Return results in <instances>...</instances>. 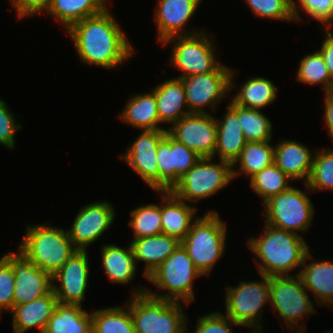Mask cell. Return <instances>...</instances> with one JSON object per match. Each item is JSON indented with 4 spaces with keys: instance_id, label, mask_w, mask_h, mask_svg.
<instances>
[{
    "instance_id": "25",
    "label": "cell",
    "mask_w": 333,
    "mask_h": 333,
    "mask_svg": "<svg viewBox=\"0 0 333 333\" xmlns=\"http://www.w3.org/2000/svg\"><path fill=\"white\" fill-rule=\"evenodd\" d=\"M157 101L159 122L175 124L183 116L189 114L184 106H187L184 85L179 78L169 79L152 89Z\"/></svg>"
},
{
    "instance_id": "16",
    "label": "cell",
    "mask_w": 333,
    "mask_h": 333,
    "mask_svg": "<svg viewBox=\"0 0 333 333\" xmlns=\"http://www.w3.org/2000/svg\"><path fill=\"white\" fill-rule=\"evenodd\" d=\"M167 129L143 130L121 158L155 191H159L157 148Z\"/></svg>"
},
{
    "instance_id": "29",
    "label": "cell",
    "mask_w": 333,
    "mask_h": 333,
    "mask_svg": "<svg viewBox=\"0 0 333 333\" xmlns=\"http://www.w3.org/2000/svg\"><path fill=\"white\" fill-rule=\"evenodd\" d=\"M107 0H51L46 10L68 30L73 24L107 8Z\"/></svg>"
},
{
    "instance_id": "39",
    "label": "cell",
    "mask_w": 333,
    "mask_h": 333,
    "mask_svg": "<svg viewBox=\"0 0 333 333\" xmlns=\"http://www.w3.org/2000/svg\"><path fill=\"white\" fill-rule=\"evenodd\" d=\"M256 16L294 21L292 0H245Z\"/></svg>"
},
{
    "instance_id": "47",
    "label": "cell",
    "mask_w": 333,
    "mask_h": 333,
    "mask_svg": "<svg viewBox=\"0 0 333 333\" xmlns=\"http://www.w3.org/2000/svg\"><path fill=\"white\" fill-rule=\"evenodd\" d=\"M324 94L325 114L323 118L325 120L328 133L333 139V91L325 92Z\"/></svg>"
},
{
    "instance_id": "46",
    "label": "cell",
    "mask_w": 333,
    "mask_h": 333,
    "mask_svg": "<svg viewBox=\"0 0 333 333\" xmlns=\"http://www.w3.org/2000/svg\"><path fill=\"white\" fill-rule=\"evenodd\" d=\"M326 32L327 37L323 41L319 51L324 59L325 65L328 68L331 77L333 78V33L332 31L329 32L328 30Z\"/></svg>"
},
{
    "instance_id": "31",
    "label": "cell",
    "mask_w": 333,
    "mask_h": 333,
    "mask_svg": "<svg viewBox=\"0 0 333 333\" xmlns=\"http://www.w3.org/2000/svg\"><path fill=\"white\" fill-rule=\"evenodd\" d=\"M270 141L247 142L240 156L234 162L232 167L239 163L240 171L232 168V176H238L241 173L249 175L251 178L256 173L261 172L264 168L274 163V146Z\"/></svg>"
},
{
    "instance_id": "20",
    "label": "cell",
    "mask_w": 333,
    "mask_h": 333,
    "mask_svg": "<svg viewBox=\"0 0 333 333\" xmlns=\"http://www.w3.org/2000/svg\"><path fill=\"white\" fill-rule=\"evenodd\" d=\"M57 303V297L51 289L46 295L36 300L13 306L11 313L14 333H24L34 327L44 333Z\"/></svg>"
},
{
    "instance_id": "37",
    "label": "cell",
    "mask_w": 333,
    "mask_h": 333,
    "mask_svg": "<svg viewBox=\"0 0 333 333\" xmlns=\"http://www.w3.org/2000/svg\"><path fill=\"white\" fill-rule=\"evenodd\" d=\"M307 191L333 190V149L316 151Z\"/></svg>"
},
{
    "instance_id": "30",
    "label": "cell",
    "mask_w": 333,
    "mask_h": 333,
    "mask_svg": "<svg viewBox=\"0 0 333 333\" xmlns=\"http://www.w3.org/2000/svg\"><path fill=\"white\" fill-rule=\"evenodd\" d=\"M276 86L268 79L254 77L240 87L232 101L242 107L261 110L265 106L276 101Z\"/></svg>"
},
{
    "instance_id": "48",
    "label": "cell",
    "mask_w": 333,
    "mask_h": 333,
    "mask_svg": "<svg viewBox=\"0 0 333 333\" xmlns=\"http://www.w3.org/2000/svg\"><path fill=\"white\" fill-rule=\"evenodd\" d=\"M299 327H300V329L298 328V332H297V333H306L305 330H304V329H306V328H304L303 326H299ZM301 327H302L303 329H302Z\"/></svg>"
},
{
    "instance_id": "22",
    "label": "cell",
    "mask_w": 333,
    "mask_h": 333,
    "mask_svg": "<svg viewBox=\"0 0 333 333\" xmlns=\"http://www.w3.org/2000/svg\"><path fill=\"white\" fill-rule=\"evenodd\" d=\"M132 240L130 244L135 262L136 264L138 261L145 263L143 275L146 278L181 244L178 239L164 233Z\"/></svg>"
},
{
    "instance_id": "6",
    "label": "cell",
    "mask_w": 333,
    "mask_h": 333,
    "mask_svg": "<svg viewBox=\"0 0 333 333\" xmlns=\"http://www.w3.org/2000/svg\"><path fill=\"white\" fill-rule=\"evenodd\" d=\"M203 275L195 266L187 251L180 244L178 248L146 279L152 282L157 288L165 289L166 294L146 293L157 299L172 300L183 303H190L194 299L193 280Z\"/></svg>"
},
{
    "instance_id": "23",
    "label": "cell",
    "mask_w": 333,
    "mask_h": 333,
    "mask_svg": "<svg viewBox=\"0 0 333 333\" xmlns=\"http://www.w3.org/2000/svg\"><path fill=\"white\" fill-rule=\"evenodd\" d=\"M312 257L308 251L303 261L305 266L298 270L297 275L304 287L312 291L318 305L333 306V262L322 260L307 264Z\"/></svg>"
},
{
    "instance_id": "33",
    "label": "cell",
    "mask_w": 333,
    "mask_h": 333,
    "mask_svg": "<svg viewBox=\"0 0 333 333\" xmlns=\"http://www.w3.org/2000/svg\"><path fill=\"white\" fill-rule=\"evenodd\" d=\"M228 106L238 115L247 142L271 141L272 124L260 110L239 106L232 100Z\"/></svg>"
},
{
    "instance_id": "35",
    "label": "cell",
    "mask_w": 333,
    "mask_h": 333,
    "mask_svg": "<svg viewBox=\"0 0 333 333\" xmlns=\"http://www.w3.org/2000/svg\"><path fill=\"white\" fill-rule=\"evenodd\" d=\"M296 79L304 84H322L324 92L333 91V78L319 50L300 60Z\"/></svg>"
},
{
    "instance_id": "45",
    "label": "cell",
    "mask_w": 333,
    "mask_h": 333,
    "mask_svg": "<svg viewBox=\"0 0 333 333\" xmlns=\"http://www.w3.org/2000/svg\"><path fill=\"white\" fill-rule=\"evenodd\" d=\"M12 6L16 9L18 19L25 16L39 14L47 10L51 0H10Z\"/></svg>"
},
{
    "instance_id": "15",
    "label": "cell",
    "mask_w": 333,
    "mask_h": 333,
    "mask_svg": "<svg viewBox=\"0 0 333 333\" xmlns=\"http://www.w3.org/2000/svg\"><path fill=\"white\" fill-rule=\"evenodd\" d=\"M87 250H76L61 269L52 276V289L62 304L81 306L89 277ZM57 286L54 281L58 282Z\"/></svg>"
},
{
    "instance_id": "40",
    "label": "cell",
    "mask_w": 333,
    "mask_h": 333,
    "mask_svg": "<svg viewBox=\"0 0 333 333\" xmlns=\"http://www.w3.org/2000/svg\"><path fill=\"white\" fill-rule=\"evenodd\" d=\"M300 5L298 6L296 1L292 0V15L294 22L301 21L299 17V10L297 7L302 8L310 17L315 20H319L326 29L333 23V0H298ZM301 6V7H300Z\"/></svg>"
},
{
    "instance_id": "12",
    "label": "cell",
    "mask_w": 333,
    "mask_h": 333,
    "mask_svg": "<svg viewBox=\"0 0 333 333\" xmlns=\"http://www.w3.org/2000/svg\"><path fill=\"white\" fill-rule=\"evenodd\" d=\"M233 72L221 65L216 71L182 78L189 113L208 114L204 106H210L214 111L219 101L235 85Z\"/></svg>"
},
{
    "instance_id": "13",
    "label": "cell",
    "mask_w": 333,
    "mask_h": 333,
    "mask_svg": "<svg viewBox=\"0 0 333 333\" xmlns=\"http://www.w3.org/2000/svg\"><path fill=\"white\" fill-rule=\"evenodd\" d=\"M167 133L202 158L214 156L217 124L209 113H189L168 128Z\"/></svg>"
},
{
    "instance_id": "38",
    "label": "cell",
    "mask_w": 333,
    "mask_h": 333,
    "mask_svg": "<svg viewBox=\"0 0 333 333\" xmlns=\"http://www.w3.org/2000/svg\"><path fill=\"white\" fill-rule=\"evenodd\" d=\"M159 169V191H171L174 188V167L172 159V137L166 133L157 148Z\"/></svg>"
},
{
    "instance_id": "10",
    "label": "cell",
    "mask_w": 333,
    "mask_h": 333,
    "mask_svg": "<svg viewBox=\"0 0 333 333\" xmlns=\"http://www.w3.org/2000/svg\"><path fill=\"white\" fill-rule=\"evenodd\" d=\"M263 205L266 224L295 234L306 231L314 217V207L308 195L292 186Z\"/></svg>"
},
{
    "instance_id": "27",
    "label": "cell",
    "mask_w": 333,
    "mask_h": 333,
    "mask_svg": "<svg viewBox=\"0 0 333 333\" xmlns=\"http://www.w3.org/2000/svg\"><path fill=\"white\" fill-rule=\"evenodd\" d=\"M102 265L112 283L127 284L136 274V262L131 244L127 248L106 244L102 247Z\"/></svg>"
},
{
    "instance_id": "5",
    "label": "cell",
    "mask_w": 333,
    "mask_h": 333,
    "mask_svg": "<svg viewBox=\"0 0 333 333\" xmlns=\"http://www.w3.org/2000/svg\"><path fill=\"white\" fill-rule=\"evenodd\" d=\"M227 228L218 212H207L196 218L181 245L192 259L194 266L209 275L214 264L223 255Z\"/></svg>"
},
{
    "instance_id": "32",
    "label": "cell",
    "mask_w": 333,
    "mask_h": 333,
    "mask_svg": "<svg viewBox=\"0 0 333 333\" xmlns=\"http://www.w3.org/2000/svg\"><path fill=\"white\" fill-rule=\"evenodd\" d=\"M126 309L115 306L93 311L92 333H136L127 304Z\"/></svg>"
},
{
    "instance_id": "4",
    "label": "cell",
    "mask_w": 333,
    "mask_h": 333,
    "mask_svg": "<svg viewBox=\"0 0 333 333\" xmlns=\"http://www.w3.org/2000/svg\"><path fill=\"white\" fill-rule=\"evenodd\" d=\"M77 249L67 230L49 224L28 226L19 251L31 263L48 273L56 274Z\"/></svg>"
},
{
    "instance_id": "9",
    "label": "cell",
    "mask_w": 333,
    "mask_h": 333,
    "mask_svg": "<svg viewBox=\"0 0 333 333\" xmlns=\"http://www.w3.org/2000/svg\"><path fill=\"white\" fill-rule=\"evenodd\" d=\"M201 31L192 35L174 36L165 40L162 44L165 46L170 42L174 43L171 63L175 68L180 69L182 75L179 79L186 76L205 74L216 71L221 64L216 59L214 44L212 38Z\"/></svg>"
},
{
    "instance_id": "43",
    "label": "cell",
    "mask_w": 333,
    "mask_h": 333,
    "mask_svg": "<svg viewBox=\"0 0 333 333\" xmlns=\"http://www.w3.org/2000/svg\"><path fill=\"white\" fill-rule=\"evenodd\" d=\"M233 324L242 326L222 313L213 312L208 315L200 316L197 321V327L193 333H233L229 327Z\"/></svg>"
},
{
    "instance_id": "3",
    "label": "cell",
    "mask_w": 333,
    "mask_h": 333,
    "mask_svg": "<svg viewBox=\"0 0 333 333\" xmlns=\"http://www.w3.org/2000/svg\"><path fill=\"white\" fill-rule=\"evenodd\" d=\"M136 290L127 303L136 333H185L188 318L180 301L154 298L145 287Z\"/></svg>"
},
{
    "instance_id": "18",
    "label": "cell",
    "mask_w": 333,
    "mask_h": 333,
    "mask_svg": "<svg viewBox=\"0 0 333 333\" xmlns=\"http://www.w3.org/2000/svg\"><path fill=\"white\" fill-rule=\"evenodd\" d=\"M201 0H158L155 13V23L158 29V39L161 44L174 36L192 35L198 33L186 32L183 28L194 16Z\"/></svg>"
},
{
    "instance_id": "8",
    "label": "cell",
    "mask_w": 333,
    "mask_h": 333,
    "mask_svg": "<svg viewBox=\"0 0 333 333\" xmlns=\"http://www.w3.org/2000/svg\"><path fill=\"white\" fill-rule=\"evenodd\" d=\"M261 281H241L238 286L226 287L225 315L242 326L261 331V308L269 301V276L260 274Z\"/></svg>"
},
{
    "instance_id": "24",
    "label": "cell",
    "mask_w": 333,
    "mask_h": 333,
    "mask_svg": "<svg viewBox=\"0 0 333 333\" xmlns=\"http://www.w3.org/2000/svg\"><path fill=\"white\" fill-rule=\"evenodd\" d=\"M224 118L216 119L217 137L215 155L231 165L238 159L247 141L240 127L238 115L227 106Z\"/></svg>"
},
{
    "instance_id": "11",
    "label": "cell",
    "mask_w": 333,
    "mask_h": 333,
    "mask_svg": "<svg viewBox=\"0 0 333 333\" xmlns=\"http://www.w3.org/2000/svg\"><path fill=\"white\" fill-rule=\"evenodd\" d=\"M296 278L292 275L269 277V303L285 321L287 328L297 331L299 320L316 310L300 277L296 275Z\"/></svg>"
},
{
    "instance_id": "1",
    "label": "cell",
    "mask_w": 333,
    "mask_h": 333,
    "mask_svg": "<svg viewBox=\"0 0 333 333\" xmlns=\"http://www.w3.org/2000/svg\"><path fill=\"white\" fill-rule=\"evenodd\" d=\"M82 62L112 69L133 57V46L108 8L86 17L68 30Z\"/></svg>"
},
{
    "instance_id": "44",
    "label": "cell",
    "mask_w": 333,
    "mask_h": 333,
    "mask_svg": "<svg viewBox=\"0 0 333 333\" xmlns=\"http://www.w3.org/2000/svg\"><path fill=\"white\" fill-rule=\"evenodd\" d=\"M7 104L0 99V144L14 149L15 132L22 127L16 123L14 114L7 108Z\"/></svg>"
},
{
    "instance_id": "17",
    "label": "cell",
    "mask_w": 333,
    "mask_h": 333,
    "mask_svg": "<svg viewBox=\"0 0 333 333\" xmlns=\"http://www.w3.org/2000/svg\"><path fill=\"white\" fill-rule=\"evenodd\" d=\"M81 209L67 232L77 250H86L112 225L115 210L106 201L90 203Z\"/></svg>"
},
{
    "instance_id": "42",
    "label": "cell",
    "mask_w": 333,
    "mask_h": 333,
    "mask_svg": "<svg viewBox=\"0 0 333 333\" xmlns=\"http://www.w3.org/2000/svg\"><path fill=\"white\" fill-rule=\"evenodd\" d=\"M15 288V274L11 264L0 258V316L1 310L11 311L13 308V294Z\"/></svg>"
},
{
    "instance_id": "41",
    "label": "cell",
    "mask_w": 333,
    "mask_h": 333,
    "mask_svg": "<svg viewBox=\"0 0 333 333\" xmlns=\"http://www.w3.org/2000/svg\"><path fill=\"white\" fill-rule=\"evenodd\" d=\"M202 157L184 144L172 138V159L174 167V186Z\"/></svg>"
},
{
    "instance_id": "21",
    "label": "cell",
    "mask_w": 333,
    "mask_h": 333,
    "mask_svg": "<svg viewBox=\"0 0 333 333\" xmlns=\"http://www.w3.org/2000/svg\"><path fill=\"white\" fill-rule=\"evenodd\" d=\"M158 193L162 194L164 202L161 207L162 233L181 242L190 231L197 208L189 206L171 191H158Z\"/></svg>"
},
{
    "instance_id": "26",
    "label": "cell",
    "mask_w": 333,
    "mask_h": 333,
    "mask_svg": "<svg viewBox=\"0 0 333 333\" xmlns=\"http://www.w3.org/2000/svg\"><path fill=\"white\" fill-rule=\"evenodd\" d=\"M44 333H92V315L82 306L58 302Z\"/></svg>"
},
{
    "instance_id": "34",
    "label": "cell",
    "mask_w": 333,
    "mask_h": 333,
    "mask_svg": "<svg viewBox=\"0 0 333 333\" xmlns=\"http://www.w3.org/2000/svg\"><path fill=\"white\" fill-rule=\"evenodd\" d=\"M291 180L273 163L252 176L250 185L255 193L261 196L264 204L270 198L287 190L290 187L289 182Z\"/></svg>"
},
{
    "instance_id": "36",
    "label": "cell",
    "mask_w": 333,
    "mask_h": 333,
    "mask_svg": "<svg viewBox=\"0 0 333 333\" xmlns=\"http://www.w3.org/2000/svg\"><path fill=\"white\" fill-rule=\"evenodd\" d=\"M130 215L129 225L134 231V239L162 233L161 207L158 205L153 203L136 207Z\"/></svg>"
},
{
    "instance_id": "28",
    "label": "cell",
    "mask_w": 333,
    "mask_h": 333,
    "mask_svg": "<svg viewBox=\"0 0 333 333\" xmlns=\"http://www.w3.org/2000/svg\"><path fill=\"white\" fill-rule=\"evenodd\" d=\"M119 116L123 122L142 130L165 129L159 127L155 93L134 95Z\"/></svg>"
},
{
    "instance_id": "14",
    "label": "cell",
    "mask_w": 333,
    "mask_h": 333,
    "mask_svg": "<svg viewBox=\"0 0 333 333\" xmlns=\"http://www.w3.org/2000/svg\"><path fill=\"white\" fill-rule=\"evenodd\" d=\"M15 274L13 306L22 305L46 295L52 289V277L35 266L20 251L4 254Z\"/></svg>"
},
{
    "instance_id": "2",
    "label": "cell",
    "mask_w": 333,
    "mask_h": 333,
    "mask_svg": "<svg viewBox=\"0 0 333 333\" xmlns=\"http://www.w3.org/2000/svg\"><path fill=\"white\" fill-rule=\"evenodd\" d=\"M247 244L261 259L256 263L259 274L269 277L288 276L290 270L303 266L309 251L301 235L268 224L260 237L249 238Z\"/></svg>"
},
{
    "instance_id": "19",
    "label": "cell",
    "mask_w": 333,
    "mask_h": 333,
    "mask_svg": "<svg viewBox=\"0 0 333 333\" xmlns=\"http://www.w3.org/2000/svg\"><path fill=\"white\" fill-rule=\"evenodd\" d=\"M314 155L301 143L283 140L274 146V164L292 180L304 179L306 184L312 172Z\"/></svg>"
},
{
    "instance_id": "7",
    "label": "cell",
    "mask_w": 333,
    "mask_h": 333,
    "mask_svg": "<svg viewBox=\"0 0 333 333\" xmlns=\"http://www.w3.org/2000/svg\"><path fill=\"white\" fill-rule=\"evenodd\" d=\"M213 158H201L195 166L186 172L171 192L180 200L194 202L208 198L225 188L232 181V165ZM211 162V163H210Z\"/></svg>"
}]
</instances>
